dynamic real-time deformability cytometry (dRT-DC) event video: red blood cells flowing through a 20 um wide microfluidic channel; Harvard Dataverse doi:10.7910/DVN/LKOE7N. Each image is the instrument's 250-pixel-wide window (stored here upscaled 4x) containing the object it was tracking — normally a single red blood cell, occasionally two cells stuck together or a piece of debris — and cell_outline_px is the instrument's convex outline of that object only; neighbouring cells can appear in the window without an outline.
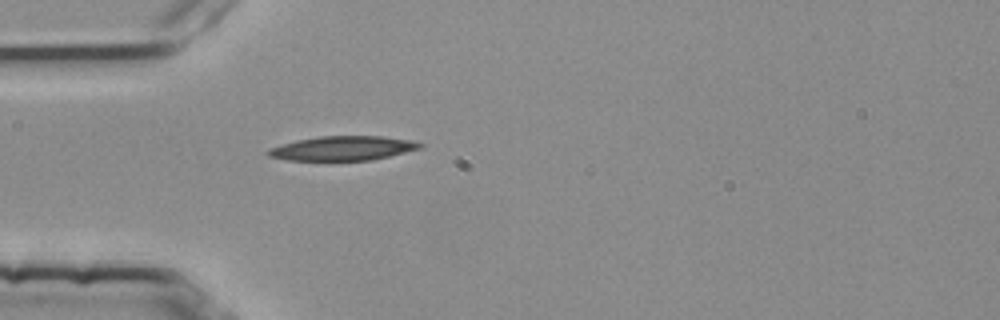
{"species": "common noctule bat (a hibernating species)", "species_latin": "Nyctalus noctula", "temperature_condition": "room temperature", "stored_images_in_passage": 1, "camera_frame_rate_fps": 3000, "um_per_image_px": 0.085, "animal": {"sex": "female", "body_mass_g": 25.1}, "frame": {"image": 1, "passage_image": 1, "time_ms": 0.0, "image_size_px": [1000, 320], "cell_outline_px": [[424, 144], [420, 148], [372, 160], [288, 160], [268, 156], [264, 152], [268, 148], [296, 140], [320, 136], [380, 136], [416, 140]], "centroid_in_image_um": [29.12, 12.59], "position_along_channel_um": 55.9, "area_um2": 21.56}}